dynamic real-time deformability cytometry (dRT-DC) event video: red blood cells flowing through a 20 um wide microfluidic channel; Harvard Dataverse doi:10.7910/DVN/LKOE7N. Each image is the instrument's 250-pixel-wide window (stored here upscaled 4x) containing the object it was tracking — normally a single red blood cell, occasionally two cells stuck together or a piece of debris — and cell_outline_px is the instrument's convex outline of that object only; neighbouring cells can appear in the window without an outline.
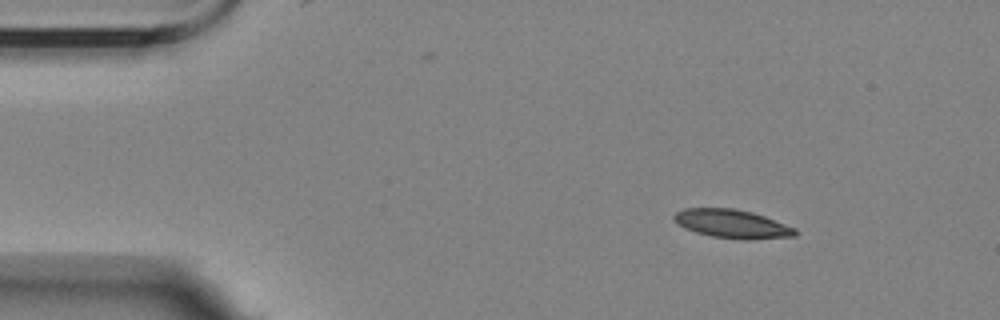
{"species": "Egyptian fruit bat (a non-hibernating species)", "species_latin": "Rousettus aegyptiacus", "temperature_condition": "room temperature", "stored_images_in_passage": 4, "segment_of_instrument_passage": [1, 2], "camera_frame_rate_fps": 3000, "um_per_image_px": 0.085, "animal": {"sex": "female"}, "frame": {"image": 1, "passage_image": 1, "time_ms": 0.0, "image_size_px": [1000, 320], "cell_outline_px": [[796, 236], [748, 240], [744, 240], [712, 236], [696, 232], [684, 228], [672, 220], [672, 216], [676, 212], [684, 208], [732, 208], [752, 212], [764, 216], [796, 228]], "centroid_in_image_um": [62.21, 19.02], "position_along_channel_um": 22.8, "area_um2": 20.23}}